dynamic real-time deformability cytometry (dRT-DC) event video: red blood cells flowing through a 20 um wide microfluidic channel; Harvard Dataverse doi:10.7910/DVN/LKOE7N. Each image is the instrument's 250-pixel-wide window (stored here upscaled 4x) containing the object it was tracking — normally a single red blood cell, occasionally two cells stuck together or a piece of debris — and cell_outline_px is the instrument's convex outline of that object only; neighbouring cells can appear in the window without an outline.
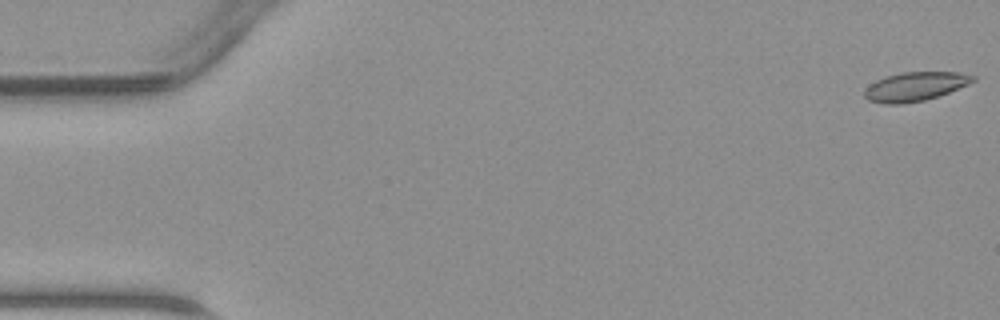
{"species": "common noctule bat (a hibernating species)", "species_latin": "Nyctalus noctula", "temperature_condition": "warm", "stored_images_in_passage": 47, "camera_frame_rate_fps": 3000, "um_per_image_px": 0.085, "animal": {"sex": "male", "body_mass_g": 23.1, "forearm_length_mm": 52.7}, "frame": {"image": 1, "passage_image": 1, "time_ms": 0.0, "image_size_px": [1000, 320], "cell_outline_px": [[976, 80], [968, 84], [948, 92], [924, 100], [904, 104], [884, 104], [868, 100], [864, 96], [864, 92], [876, 80], [900, 72], [960, 72], [976, 76]], "centroid_in_image_um": [77.8, 7.35], "position_along_channel_um": 7.2, "area_um2": 18.09}}
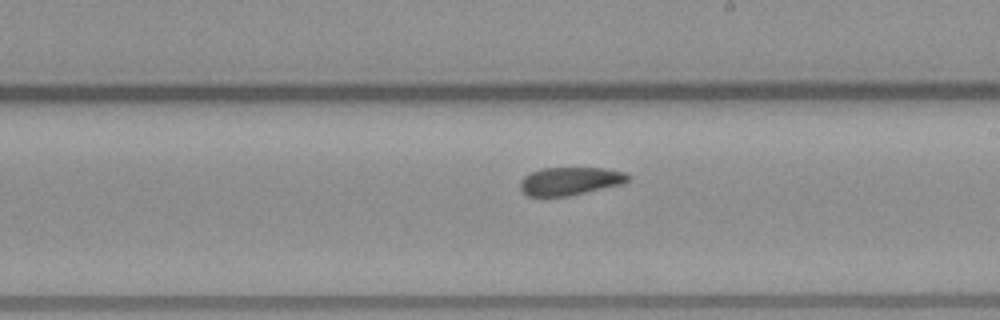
{"frame": {"image": 2, "passage_image": 27, "time_ms": 8.667, "image_size_px": [1000, 320], "cell_outline_px": [[632, 176], [624, 184], [568, 196], [528, 196], [520, 188], [520, 180], [524, 176], [540, 168], [604, 168], [624, 172]], "centroid_in_image_um": [48.48, 15.39], "position_along_channel_um": 240.5, "area_um2": 17.69}}
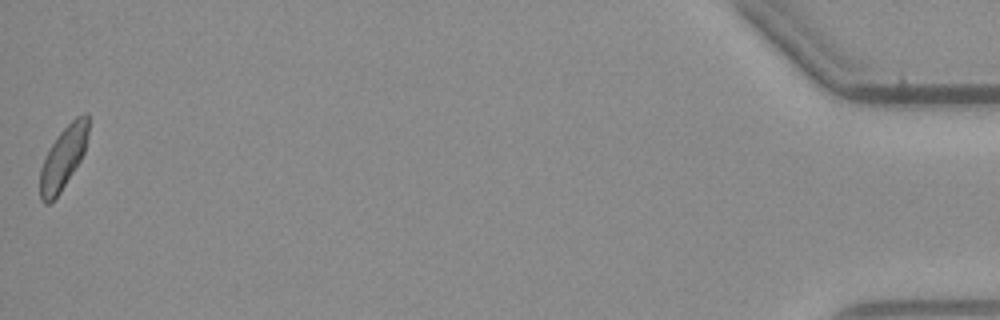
{"frame": {"image": 3, "passage_image": 47, "time_ms": 15.333, "image_size_px": [1000, 320], "cell_outline_px": [[88, 132], [84, 152], [80, 160], [60, 192], [48, 204], [44, 204], [40, 200], [40, 168], [44, 156], [60, 132], [76, 116], [84, 112], [88, 112]], "centroid_in_image_um": [5.36, 13.4], "position_along_channel_um": 429.8, "area_um2": 17.46}}